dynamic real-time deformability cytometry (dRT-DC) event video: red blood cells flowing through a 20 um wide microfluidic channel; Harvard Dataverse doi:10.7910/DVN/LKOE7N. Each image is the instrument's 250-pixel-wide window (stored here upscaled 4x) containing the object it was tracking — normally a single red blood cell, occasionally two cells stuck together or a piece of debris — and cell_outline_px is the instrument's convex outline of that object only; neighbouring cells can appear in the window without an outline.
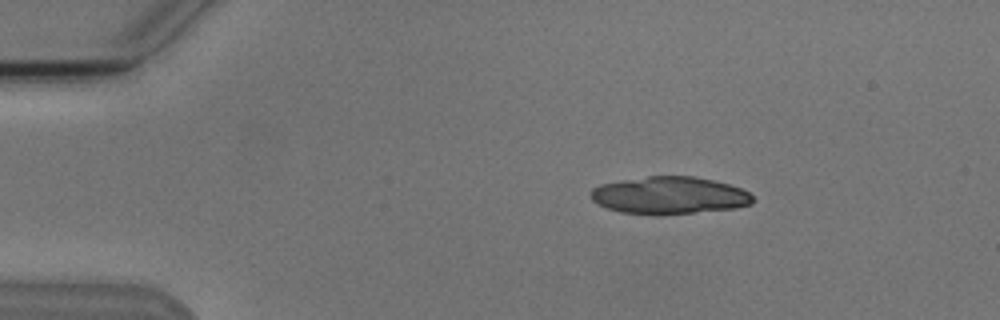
{"species": "Egyptian fruit bat (a non-hibernating species)", "species_latin": "Rousettus aegyptiacus", "temperature_condition": "cold", "stored_images_in_passage": 3, "camera_frame_rate_fps": 3000, "um_per_image_px": 0.085, "animal": {"sex": "male"}, "frame": {"image": 1, "passage_image": 1, "time_ms": 0.0, "image_size_px": [1000, 320], "cell_outline_px": [[756, 200], [752, 204], [736, 208], [692, 212], [620, 212], [596, 204], [592, 200], [588, 192], [592, 188], [600, 184], [648, 176], [696, 176], [728, 184], [740, 188], [748, 192]], "centroid_in_image_um": [56.9, 16.57], "position_along_channel_um": 28.1, "area_um2": 34.51}}